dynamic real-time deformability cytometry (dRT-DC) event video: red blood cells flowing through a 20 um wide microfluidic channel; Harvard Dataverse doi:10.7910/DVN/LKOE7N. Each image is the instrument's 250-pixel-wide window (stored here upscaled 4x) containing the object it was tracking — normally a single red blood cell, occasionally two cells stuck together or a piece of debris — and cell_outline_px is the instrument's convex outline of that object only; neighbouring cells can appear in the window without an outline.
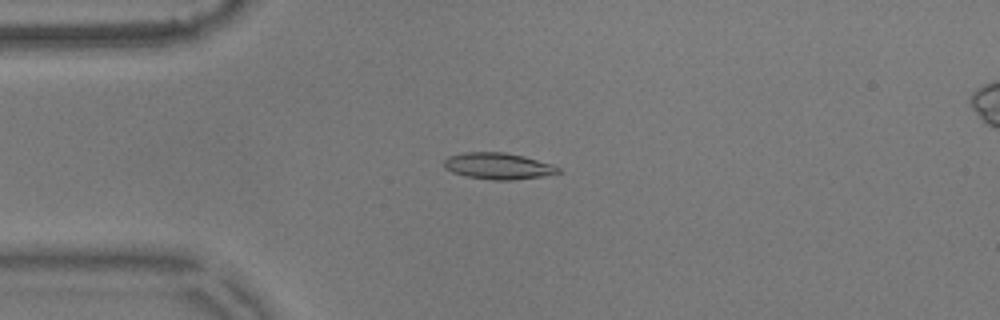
{"species": "common noctule bat (a hibernating species)", "species_latin": "Nyctalus noctula", "temperature_condition": "warm", "stored_images_in_passage": 20, "camera_frame_rate_fps": 3000, "um_per_image_px": 0.085, "animal": {"sex": "male", "body_mass_g": 17.9}, "frame": {"image": 1, "passage_image": 14, "time_ms": 4.333, "image_size_px": [1000, 320], "cell_outline_px": [[560, 172], [544, 176], [512, 180], [492, 180], [464, 176], [452, 172], [444, 168], [444, 160], [448, 156], [464, 152], [504, 152], [524, 156], [552, 164], [560, 168]], "centroid_in_image_um": [42.32, 14.11], "position_along_channel_um": 42.7, "area_um2": 17.69}}